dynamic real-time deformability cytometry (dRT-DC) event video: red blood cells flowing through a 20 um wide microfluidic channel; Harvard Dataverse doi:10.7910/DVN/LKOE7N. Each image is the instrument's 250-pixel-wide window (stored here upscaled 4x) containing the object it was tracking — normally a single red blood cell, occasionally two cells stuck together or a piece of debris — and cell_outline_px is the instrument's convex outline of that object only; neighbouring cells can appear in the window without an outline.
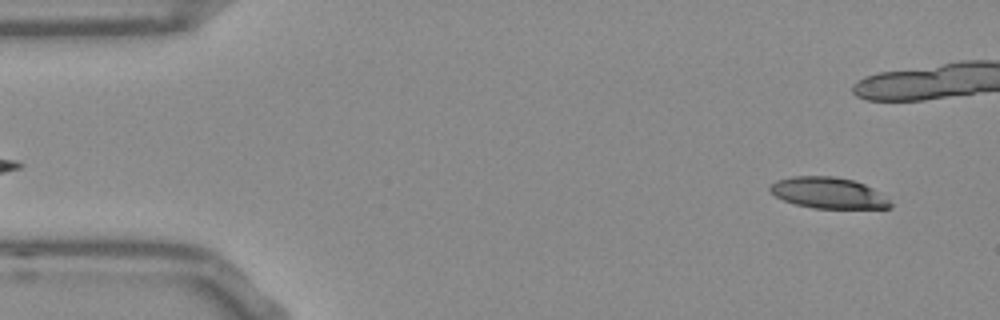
{"species": "Egyptian fruit bat (a non-hibernating species)", "species_latin": "Rousettus aegyptiacus", "temperature_condition": "room temperature", "stored_images_in_passage": 53, "camera_frame_rate_fps": 3000, "um_per_image_px": 0.085, "frame": {"image": 1, "passage_image": 3, "time_ms": 0.667, "image_size_px": [1000, 320], "cell_outline_px": [[892, 208], [812, 208], [796, 204], [784, 200], [776, 196], [768, 188], [776, 180], [792, 176], [832, 176], [852, 180], [864, 184], [872, 188], [888, 200], [892, 204]], "centroid_in_image_um": [70.38, 16.39], "position_along_channel_um": 14.6, "area_um2": 21.5}}
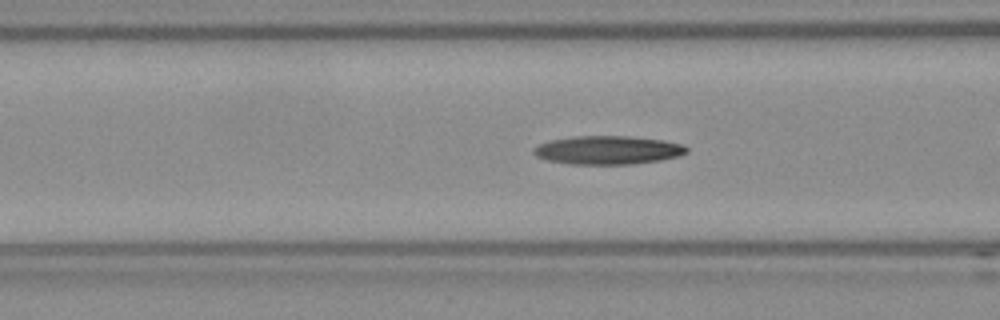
{"frame": {"image": 2, "passage_image": 19, "time_ms": 6.0, "image_size_px": [1000, 320], "cell_outline_px": [[688, 152], [680, 156], [660, 160], [632, 164], [568, 164], [544, 160], [536, 156], [532, 152], [532, 148], [540, 144], [552, 140], [576, 136], [628, 136], [660, 140], [680, 144], [688, 148]], "centroid_in_image_um": [51.63, 12.77], "position_along_channel_um": 115.0, "area_um2": 25.37}}